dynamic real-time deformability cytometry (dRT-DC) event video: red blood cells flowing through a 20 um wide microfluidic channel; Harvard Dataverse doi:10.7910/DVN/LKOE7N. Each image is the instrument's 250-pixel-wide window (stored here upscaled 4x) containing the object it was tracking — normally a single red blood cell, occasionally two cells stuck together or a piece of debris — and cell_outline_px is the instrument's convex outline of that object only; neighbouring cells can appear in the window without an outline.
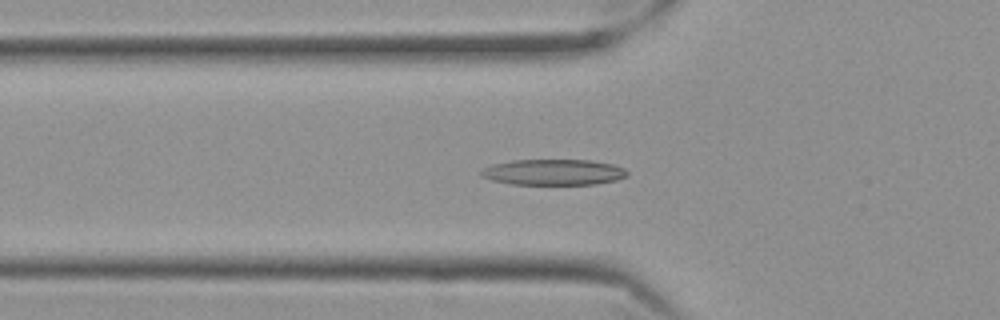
{"species": "Egyptian fruit bat (a non-hibernating species)", "species_latin": "Rousettus aegyptiacus", "temperature_condition": "cold", "stored_images_in_passage": 41, "camera_frame_rate_fps": 3000, "um_per_image_px": 0.085, "frame": {"image": 1, "passage_image": 3, "time_ms": 0.667, "image_size_px": [1000, 320], "cell_outline_px": [[628, 172], [624, 176], [616, 180], [592, 184], [512, 184], [492, 180], [480, 176], [480, 172], [484, 168], [492, 164], [512, 160], [592, 160], [612, 164], [624, 168]], "centroid_in_image_um": [47.01, 14.63], "position_along_channel_um": 78.8, "area_um2": 21.85}}
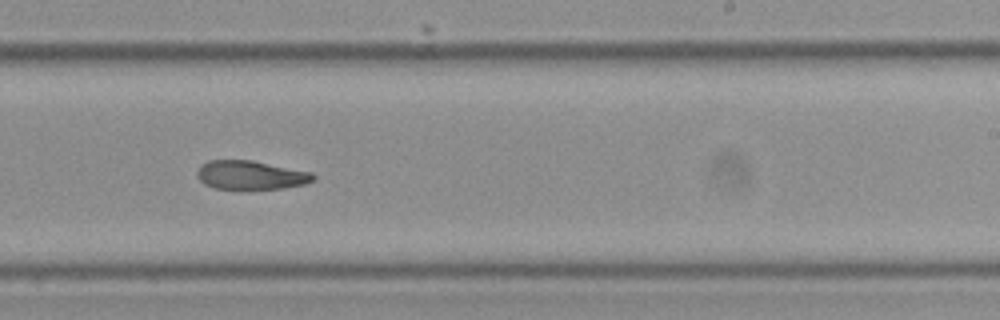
{"frame": {"image": 2, "passage_image": 19, "time_ms": 6.0, "image_size_px": [1000, 320], "cell_outline_px": [[316, 176], [312, 180], [304, 184], [284, 188], [216, 188], [204, 184], [196, 176], [196, 172], [200, 164], [208, 160], [252, 160], [312, 172]], "centroid_in_image_um": [21.28, 14.86], "position_along_channel_um": 267.7, "area_um2": 19.36}}
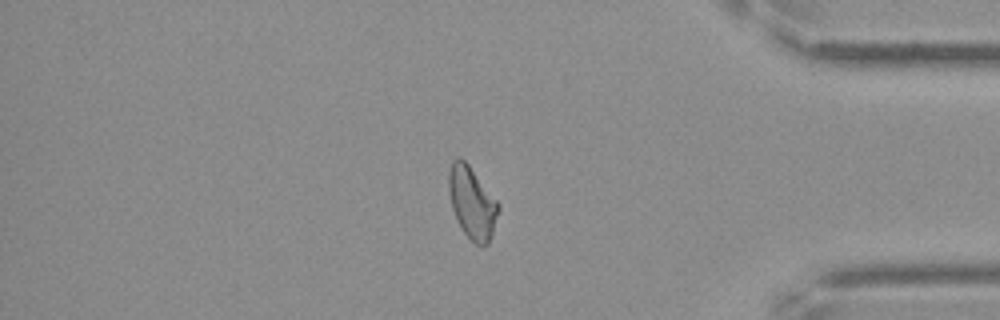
{"frame": {"image": 3, "passage_image": 32, "time_ms": 10.333, "image_size_px": [1000, 320], "cell_outline_px": [[500, 208], [492, 236], [488, 244], [476, 244], [464, 232], [452, 208], [448, 188], [448, 172], [452, 160], [456, 156], [460, 156], [468, 164], [500, 204]], "centroid_in_image_um": [40.13, 17.18], "position_along_channel_um": 395.1, "area_um2": 20.69}, "authors_computed_cell_mechanics": {"area_um2": 20.4612, "velocity_mm_per_s": 3.5244, "shape_relaxation_time_tau1_ms": 8.3866, "shape_relaxation_time_tau2_ms": 9.2264, "deformation_change_tau1": 0.2152, "deformation_change_tau2": 0.1747}}